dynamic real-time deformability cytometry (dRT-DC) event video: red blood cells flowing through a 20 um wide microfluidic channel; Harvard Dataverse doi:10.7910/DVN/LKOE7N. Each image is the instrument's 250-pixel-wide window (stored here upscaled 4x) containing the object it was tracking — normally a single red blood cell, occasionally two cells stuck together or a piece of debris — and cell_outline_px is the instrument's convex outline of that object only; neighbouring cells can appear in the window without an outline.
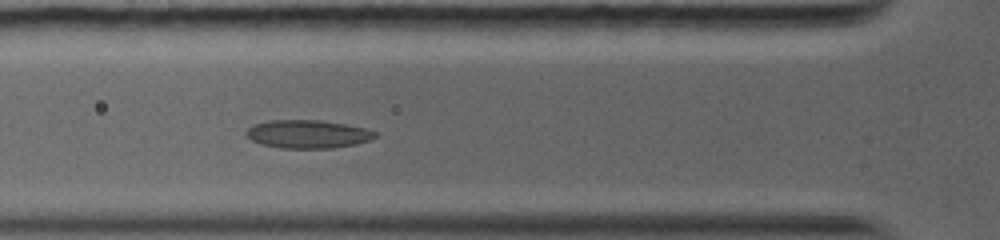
{"species": "common noctule bat (a hibernating species)", "species_latin": "Nyctalus noctula", "temperature_condition": "warm", "stored_images_in_passage": 11, "camera_frame_rate_fps": 5000, "um_per_image_px": 0.085, "animal": {"sex": "female", "body_mass_g": 19.0, "forearm_length_mm": 56.7}, "frame": {"image": 1, "passage_image": 8, "time_ms": 3.6, "image_size_px": [1000, 240], "cell_outline_px": [[376, 136], [368, 140], [356, 144], [332, 148], [280, 148], [260, 144], [252, 140], [244, 132], [252, 124], [268, 120], [320, 120], [344, 124], [364, 128], [376, 132]], "centroid_in_image_um": [26.1, 11.39], "position_along_channel_um": 99.7, "area_um2": 21.15}}
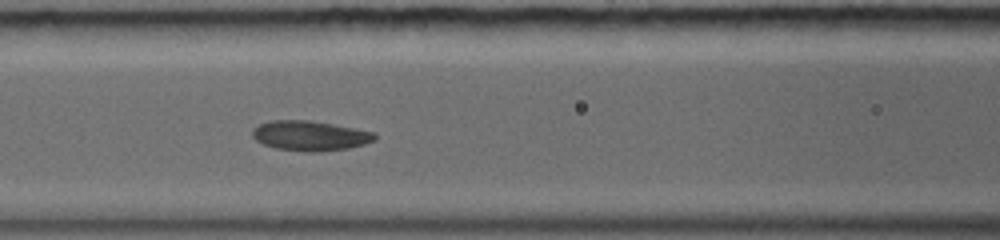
{"frame": {"image": 2, "passage_image": 10, "time_ms": 4.6, "image_size_px": [1000, 240], "cell_outline_px": [[376, 140], [364, 144], [348, 148], [320, 152], [304, 152], [276, 148], [264, 144], [256, 140], [252, 136], [252, 128], [260, 124], [272, 120], [312, 120], [356, 128], [376, 132]], "centroid_in_image_um": [26.37, 11.53], "position_along_channel_um": 140.2, "area_um2": 21.56}}